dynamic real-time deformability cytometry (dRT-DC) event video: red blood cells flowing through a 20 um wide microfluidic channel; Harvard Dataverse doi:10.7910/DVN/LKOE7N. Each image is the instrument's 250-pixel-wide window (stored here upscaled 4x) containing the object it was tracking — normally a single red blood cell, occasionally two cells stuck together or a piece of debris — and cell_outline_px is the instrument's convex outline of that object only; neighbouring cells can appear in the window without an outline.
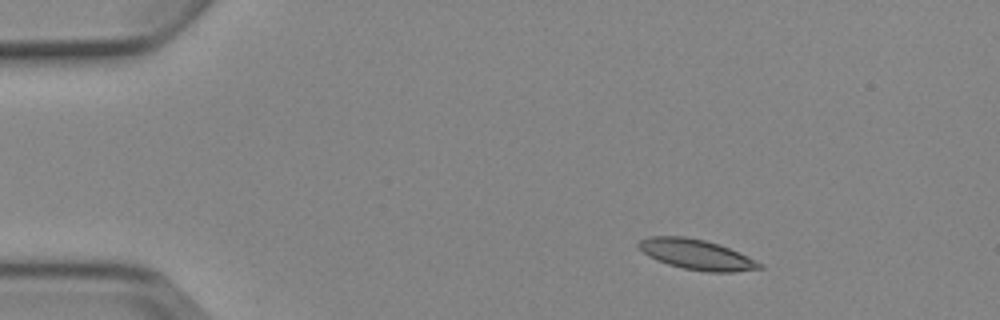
{"species": "Egyptian fruit bat (a non-hibernating species)", "species_latin": "Rousettus aegyptiacus", "temperature_condition": "cold", "stored_images_in_passage": 5, "camera_frame_rate_fps": 3000, "um_per_image_px": 0.085, "animal": {"sex": "female"}, "frame": {"image": 1, "passage_image": 2, "time_ms": 1.0, "image_size_px": [1000, 320], "cell_outline_px": [[764, 268], [732, 272], [708, 272], [684, 268], [668, 264], [656, 260], [648, 256], [636, 244], [640, 240], [648, 236], [684, 236], [704, 240], [720, 244], [756, 260], [764, 264]], "centroid_in_image_um": [59.21, 21.63], "position_along_channel_um": 25.8, "area_um2": 21.27}}
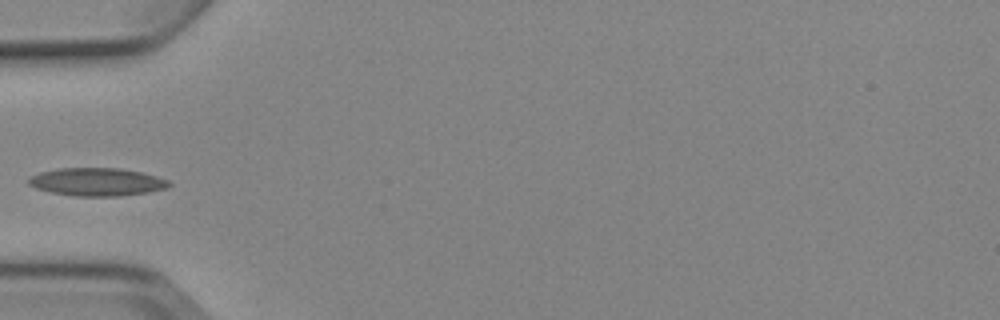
{"frame": {"image": 2, "passage_image": 4, "time_ms": 4.333, "image_size_px": [1000, 320], "cell_outline_px": [[172, 184], [168, 188], [148, 192], [120, 196], [72, 196], [52, 192], [36, 188], [28, 184], [28, 180], [32, 176], [40, 172], [60, 168], [120, 168], [140, 172], [156, 176], [168, 180]], "centroid_in_image_um": [8.26, 15.46], "position_along_channel_um": 76.7, "area_um2": 22.83}}
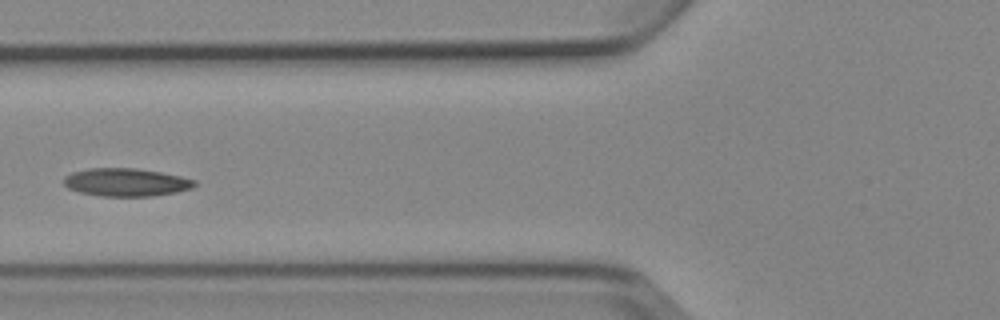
{"frame": {"image": 3, "passage_image": 5, "time_ms": 5.333, "image_size_px": [1000, 320], "cell_outline_px": [[196, 184], [192, 188], [176, 192], [152, 196], [100, 196], [80, 192], [68, 188], [64, 184], [64, 176], [72, 172], [88, 168], [136, 168], [160, 172], [180, 176], [196, 180]], "centroid_in_image_um": [10.71, 15.49], "position_along_channel_um": 115.1, "area_um2": 21.33}}